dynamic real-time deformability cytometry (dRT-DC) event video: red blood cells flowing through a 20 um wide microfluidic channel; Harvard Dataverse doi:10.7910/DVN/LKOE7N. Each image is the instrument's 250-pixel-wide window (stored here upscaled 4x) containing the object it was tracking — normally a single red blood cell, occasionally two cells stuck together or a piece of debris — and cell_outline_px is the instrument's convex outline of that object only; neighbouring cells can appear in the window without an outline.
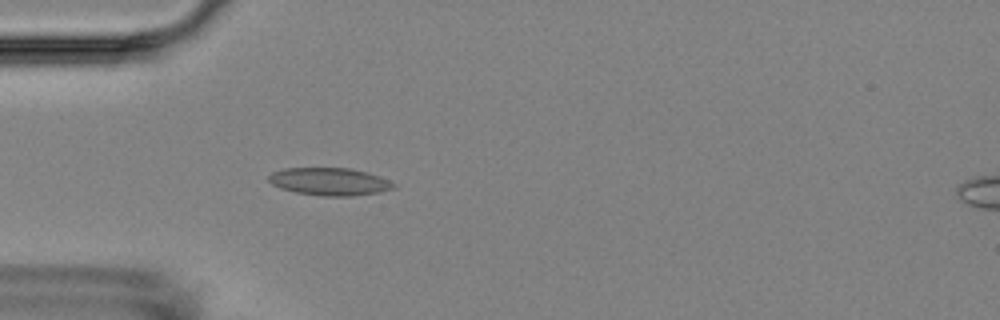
{"species": "Egyptian fruit bat (a non-hibernating species)", "species_latin": "Rousettus aegyptiacus", "temperature_condition": "room temperature", "stored_images_in_passage": 1, "camera_frame_rate_fps": 3000, "um_per_image_px": 0.085, "animal": {"sex": "female"}, "frame": {"image": 1, "passage_image": 1, "time_ms": 0.0, "image_size_px": [1000, 320], "cell_outline_px": [[396, 188], [380, 192], [352, 196], [324, 196], [296, 192], [280, 188], [272, 184], [268, 180], [268, 176], [272, 172], [284, 168], [352, 168], [368, 172], [380, 176], [396, 184]], "centroid_in_image_um": [28.04, 15.43], "position_along_channel_um": 57.0, "area_um2": 20.23}}